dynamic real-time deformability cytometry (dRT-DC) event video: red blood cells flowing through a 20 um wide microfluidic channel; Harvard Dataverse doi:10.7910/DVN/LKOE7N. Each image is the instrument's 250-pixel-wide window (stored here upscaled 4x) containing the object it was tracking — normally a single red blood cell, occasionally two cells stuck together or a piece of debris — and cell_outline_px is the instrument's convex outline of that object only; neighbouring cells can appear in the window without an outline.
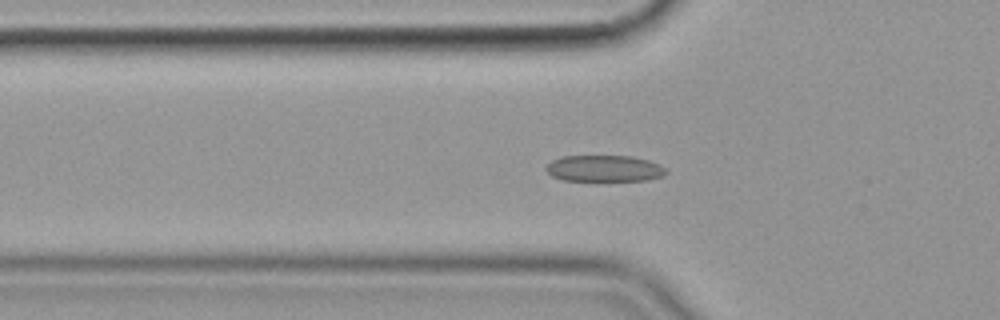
{"species": "common noctule bat (a hibernating species)", "species_latin": "Nyctalus noctula", "temperature_condition": "cold", "stored_images_in_passage": 46, "segment_of_instrument_passage": [1, 2], "camera_frame_rate_fps": 3000, "um_per_image_px": 0.085, "animal": {"sex": "female", "body_mass_g": 19.9}, "frame": {"image": 1, "passage_image": 7, "time_ms": 2.0, "image_size_px": [1000, 320], "cell_outline_px": [[668, 172], [664, 176], [648, 180], [564, 180], [552, 176], [544, 168], [552, 160], [564, 156], [632, 156], [648, 160], [660, 164]], "centroid_in_image_um": [51.39, 14.31], "position_along_channel_um": 74.4, "area_um2": 18.38}}
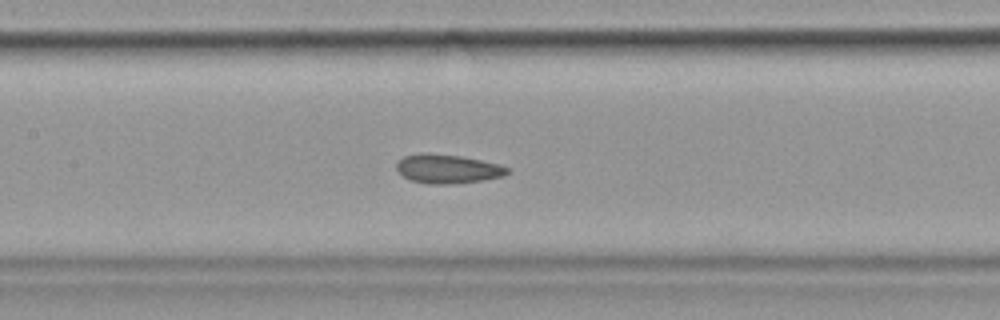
{"frame": {"image": 2, "passage_image": 15, "time_ms": 4.667, "image_size_px": [1000, 320], "cell_outline_px": [[512, 168], [504, 176], [484, 180], [452, 184], [428, 184], [412, 180], [404, 176], [396, 168], [396, 164], [404, 156], [460, 156], [500, 164]], "centroid_in_image_um": [38.16, 14.41], "position_along_channel_um": 169.2, "area_um2": 17.92}}
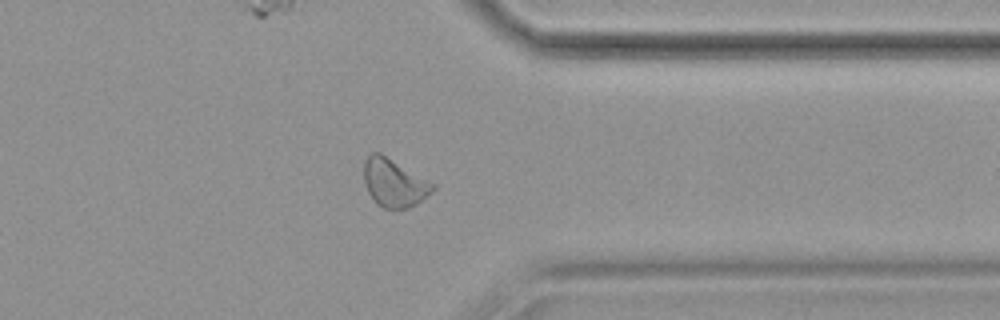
{"frame": {"image": 3, "passage_image": 33, "time_ms": 10.667, "image_size_px": [1000, 320], "cell_outline_px": [[436, 188], [432, 192], [416, 204], [408, 208], [384, 208], [376, 204], [368, 192], [364, 180], [364, 164], [368, 156], [372, 152], [380, 152], [436, 184]], "centroid_in_image_um": [33.51, 15.54], "position_along_channel_um": 377.9, "area_um2": 19.25}}